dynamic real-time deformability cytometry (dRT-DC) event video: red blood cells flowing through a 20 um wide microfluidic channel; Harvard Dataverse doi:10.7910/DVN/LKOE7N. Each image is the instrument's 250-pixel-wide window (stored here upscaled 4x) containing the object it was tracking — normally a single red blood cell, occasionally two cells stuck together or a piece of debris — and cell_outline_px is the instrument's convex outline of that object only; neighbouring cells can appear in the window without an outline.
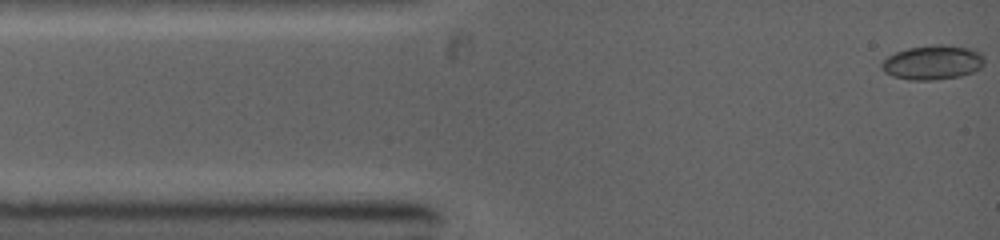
{"species": "common noctule bat (a hibernating species)", "species_latin": "Nyctalus noctula", "temperature_condition": "warm", "stored_images_in_passage": 4, "segment_of_instrument_passage": [2, 2], "camera_frame_rate_fps": 5000, "um_per_image_px": 0.085, "animal": {"sex": "female", "body_mass_g": 19.0, "forearm_length_mm": 53.3}, "frame": {"image": 1, "passage_image": 4, "time_ms": 3.2, "image_size_px": [1000, 240], "cell_outline_px": [[984, 64], [980, 68], [972, 72], [960, 76], [932, 80], [912, 80], [892, 76], [884, 72], [880, 64], [888, 56], [896, 52], [908, 48], [936, 44], [944, 44], [976, 48], [984, 56]], "centroid_in_image_um": [79.31, 5.29], "position_along_channel_um": 5.7, "area_um2": 20.81}}